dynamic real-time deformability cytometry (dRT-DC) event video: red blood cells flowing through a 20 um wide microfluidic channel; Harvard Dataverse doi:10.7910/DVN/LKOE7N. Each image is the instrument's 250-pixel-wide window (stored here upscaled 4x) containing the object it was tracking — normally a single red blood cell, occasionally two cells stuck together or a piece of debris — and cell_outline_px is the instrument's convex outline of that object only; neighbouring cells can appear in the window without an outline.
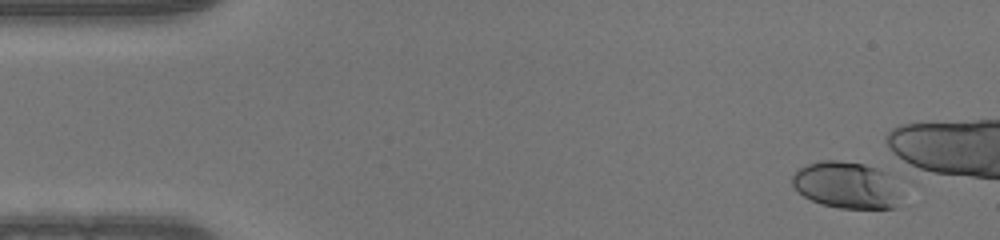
{"species": "human", "species_latin": "Homo sapiens", "temperature_condition": "warm", "stored_images_in_passage": 1, "camera_frame_rate_fps": 3000, "um_per_image_px": 0.085, "donor": {"sex": "male"}, "frame": {"image": 1, "passage_image": 1, "time_ms": 0.0, "image_size_px": [1000, 240], "cell_outline_px": [[896, 208], [840, 208], [824, 204], [812, 200], [804, 196], [792, 184], [792, 176], [800, 168], [808, 164], [820, 160], [836, 160], [864, 164], [888, 172], [896, 196]], "centroid_in_image_um": [71.87, 15.71], "position_along_channel_um": 13.1, "area_um2": 28.78}}